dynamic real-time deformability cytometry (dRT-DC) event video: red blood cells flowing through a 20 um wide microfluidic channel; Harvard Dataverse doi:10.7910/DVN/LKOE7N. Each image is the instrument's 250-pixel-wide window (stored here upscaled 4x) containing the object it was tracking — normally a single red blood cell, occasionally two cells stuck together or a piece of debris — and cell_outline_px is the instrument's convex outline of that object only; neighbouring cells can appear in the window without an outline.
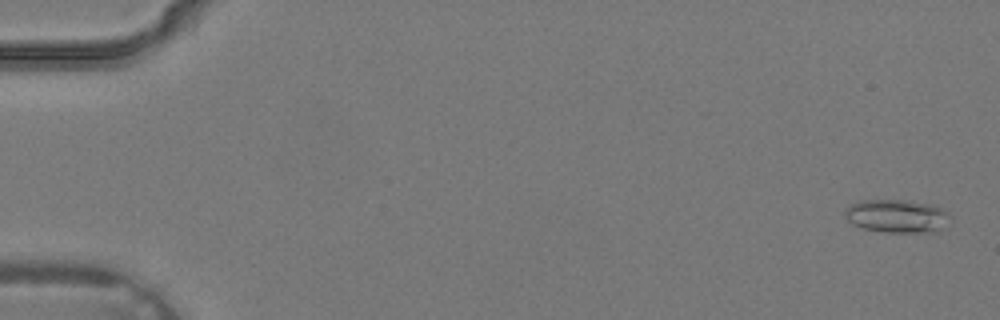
{"species": "common noctule bat (a hibernating species)", "species_latin": "Nyctalus noctula", "temperature_condition": "warm", "stored_images_in_passage": 5, "camera_frame_rate_fps": 3000, "um_per_image_px": 0.085, "animal": {"sex": "male", "body_mass_g": 19.2, "forearm_length_mm": 51.8}, "frame": {"image": 1, "passage_image": 1, "time_ms": 0.0, "image_size_px": [1000, 320], "cell_outline_px": [[948, 212], [940, 228], [936, 232], [884, 232], [864, 228], [852, 224], [844, 216], [844, 212], [852, 204], [860, 200], [900, 200], [928, 204], [940, 208]], "centroid_in_image_um": [76.14, 18.36], "position_along_channel_um": 8.9, "area_um2": 19.71}}
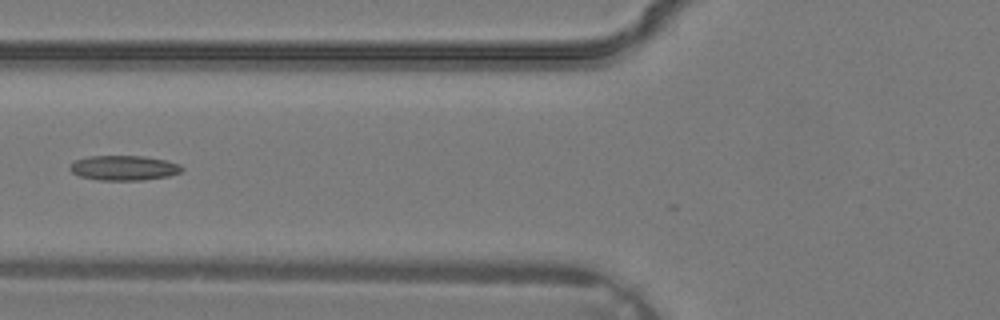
{"frame": {"image": 2, "passage_image": 5, "time_ms": 1.333, "image_size_px": [1000, 320], "cell_outline_px": [[184, 168], [180, 172], [168, 176], [144, 180], [100, 180], [80, 176], [72, 172], [68, 168], [76, 160], [88, 156], [144, 156], [164, 160], [180, 164]], "centroid_in_image_um": [10.54, 14.27], "position_along_channel_um": 115.3, "area_um2": 16.13}}